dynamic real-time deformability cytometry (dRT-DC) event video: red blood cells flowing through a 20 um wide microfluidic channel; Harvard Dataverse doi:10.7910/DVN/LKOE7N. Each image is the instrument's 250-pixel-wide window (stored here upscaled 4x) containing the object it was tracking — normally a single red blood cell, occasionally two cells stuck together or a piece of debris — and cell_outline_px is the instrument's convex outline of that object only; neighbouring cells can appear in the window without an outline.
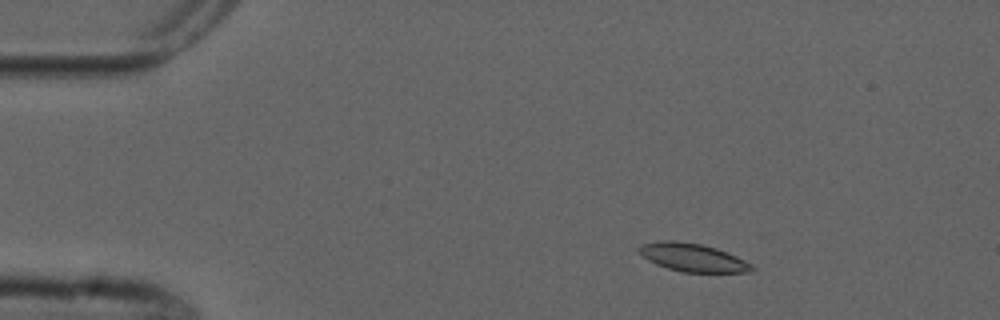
{"species": "common noctule bat (a hibernating species)", "species_latin": "Nyctalus noctula", "temperature_condition": "cold", "stored_images_in_passage": 5, "camera_frame_rate_fps": 3000, "um_per_image_px": 0.085, "animal": {"sex": "male", "forearm_length_mm": 52.5}, "frame": {"image": 1, "passage_image": 2, "time_ms": 1.0, "image_size_px": [1000, 320], "cell_outline_px": [[756, 268], [752, 272], [680, 272], [656, 264], [648, 260], [636, 248], [640, 244], [660, 240], [676, 240], [700, 244], [716, 248], [736, 256], [752, 264]], "centroid_in_image_um": [58.87, 21.88], "position_along_channel_um": 26.1, "area_um2": 18.55}}
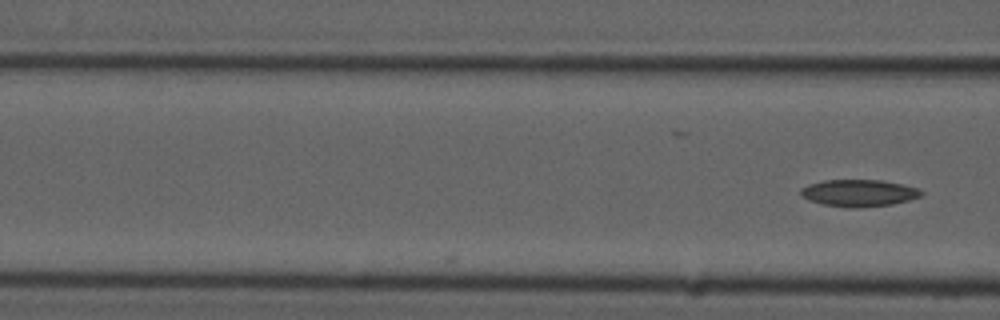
{"frame": {"image": 2, "passage_image": 5, "time_ms": 4.667, "image_size_px": [1000, 320], "cell_outline_px": [[924, 192], [920, 196], [908, 200], [892, 204], [856, 208], [848, 208], [824, 204], [808, 200], [800, 196], [800, 188], [808, 184], [824, 180], [880, 180], [904, 184], [920, 188]], "centroid_in_image_um": [72.99, 16.4], "position_along_channel_um": 93.6, "area_um2": 19.07}}